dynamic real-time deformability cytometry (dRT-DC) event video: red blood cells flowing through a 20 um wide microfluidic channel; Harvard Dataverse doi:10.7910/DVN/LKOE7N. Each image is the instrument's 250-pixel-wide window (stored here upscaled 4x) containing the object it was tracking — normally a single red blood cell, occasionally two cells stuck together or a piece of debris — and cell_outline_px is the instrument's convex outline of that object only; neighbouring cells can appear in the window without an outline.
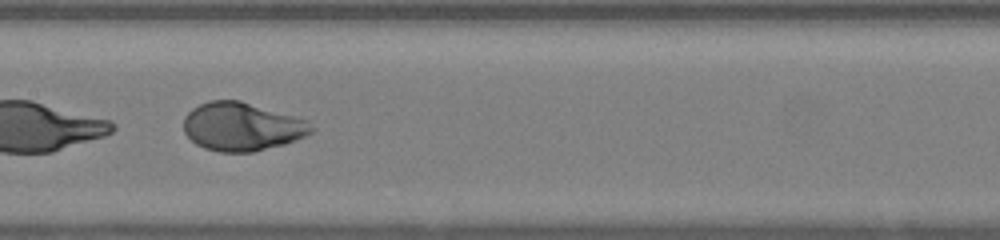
{"species": "human", "species_latin": "Homo sapiens", "temperature_condition": "warm", "stored_images_in_passage": 34, "camera_frame_rate_fps": 3000, "um_per_image_px": 0.085, "donor": {"sex": "female"}, "frame": {"image": 1, "passage_image": 23, "time_ms": 7.333, "image_size_px": [1000, 240], "cell_outline_px": [[316, 128], [312, 132], [296, 140], [284, 144], [252, 152], [220, 152], [204, 148], [196, 144], [184, 132], [184, 116], [192, 108], [208, 100], [240, 100], [296, 116], [308, 120]], "centroid_in_image_um": [20.58, 10.75], "position_along_channel_um": 186.8, "area_um2": 36.18}}
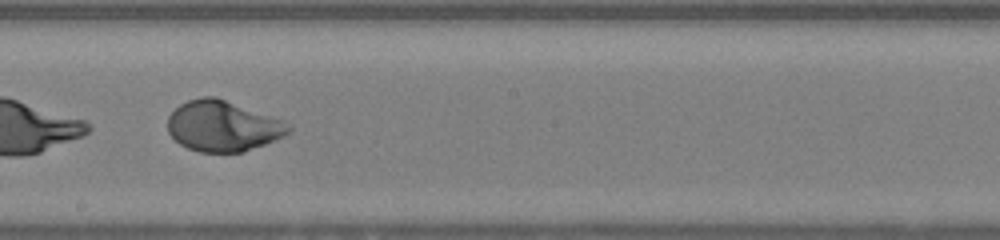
{"frame": {"image": 2, "passage_image": 26, "time_ms": 8.333, "image_size_px": [1000, 240], "cell_outline_px": [[292, 128], [284, 136], [244, 152], [200, 152], [188, 148], [180, 144], [168, 132], [168, 116], [180, 104], [188, 100], [200, 96], [216, 96], [284, 120]], "centroid_in_image_um": [18.94, 10.7], "position_along_channel_um": 229.3, "area_um2": 35.72}}
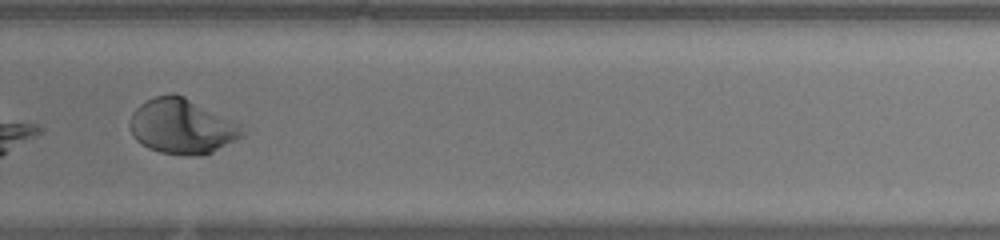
{"frame": {"image": 3, "passage_image": 32, "time_ms": 10.333, "image_size_px": [1000, 240], "cell_outline_px": [[248, 132], [244, 136], [204, 156], [188, 156], [160, 152], [148, 148], [140, 144], [132, 136], [128, 124], [132, 112], [140, 104], [156, 96], [172, 92], [184, 96], [240, 124]], "centroid_in_image_um": [15.46, 10.75], "position_along_channel_um": 314.3, "area_um2": 36.41}}